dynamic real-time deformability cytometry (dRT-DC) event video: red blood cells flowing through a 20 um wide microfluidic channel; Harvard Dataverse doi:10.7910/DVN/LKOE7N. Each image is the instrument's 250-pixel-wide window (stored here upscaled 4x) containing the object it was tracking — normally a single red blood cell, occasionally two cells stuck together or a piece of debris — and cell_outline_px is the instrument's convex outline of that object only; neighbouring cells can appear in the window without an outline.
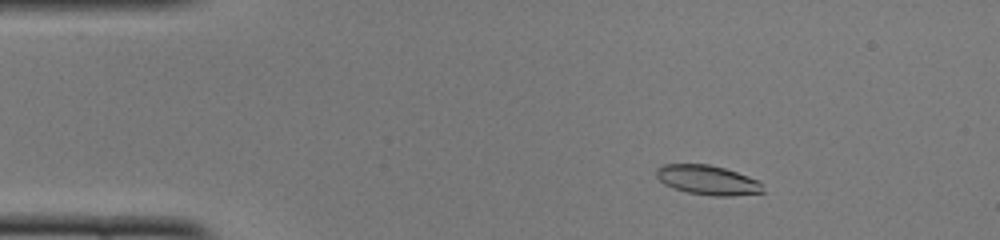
{"species": "common noctule bat (a hibernating species)", "species_latin": "Nyctalus noctula", "temperature_condition": "cold", "stored_images_in_passage": 49, "camera_frame_rate_fps": 3000, "um_per_image_px": 0.085, "animal": {"sex": "female", "body_mass_g": 22.0, "forearm_length_mm": 56.7}, "frame": {"image": 1, "passage_image": 7, "time_ms": 2.0, "image_size_px": [1000, 240], "cell_outline_px": [[764, 192], [732, 196], [712, 196], [688, 192], [664, 184], [656, 176], [656, 168], [660, 164], [708, 164], [724, 168], [760, 180]], "centroid_in_image_um": [60.15, 15.3], "position_along_channel_um": 24.9, "area_um2": 18.32}}
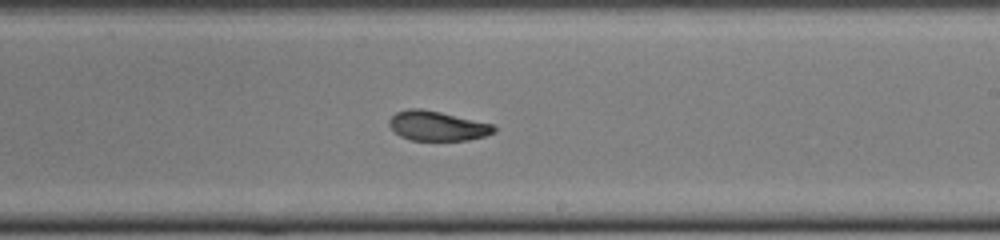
{"frame": {"image": 2, "passage_image": 29, "time_ms": 9.333, "image_size_px": [1000, 240], "cell_outline_px": [[496, 132], [484, 136], [468, 140], [412, 140], [400, 136], [388, 124], [388, 120], [396, 112], [408, 108], [420, 108], [440, 112], [492, 124], [496, 128]], "centroid_in_image_um": [37.15, 10.7], "position_along_channel_um": 251.8, "area_um2": 17.98}}
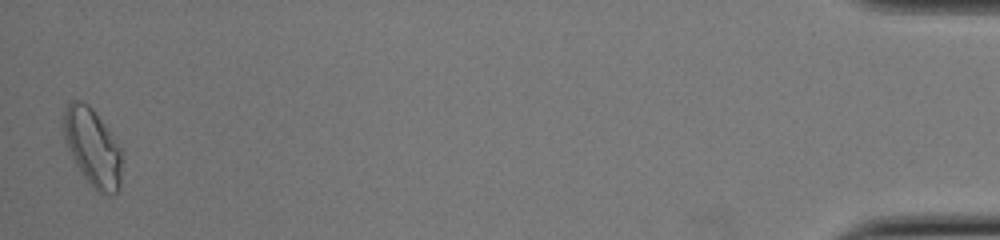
{"frame": {"image": 3, "passage_image": 49, "time_ms": 16.0, "image_size_px": [1000, 240], "cell_outline_px": [[124, 152], [120, 188], [116, 192], [100, 192], [84, 176], [76, 164], [72, 156], [64, 136], [64, 112], [68, 104], [72, 100], [80, 100], [88, 104], [92, 108]], "centroid_in_image_um": [7.91, 12.5], "position_along_channel_um": 427.3, "area_um2": 25.89}, "authors_computed_cell_mechanics": {"area_um2": 18.785, "velocity_mm_per_s": 3.9795, "shape_relaxation_time_tau1_ms": null, "shape_relaxation_time_tau2_ms": 2.7696, "deformation_change_tau1": null, "deformation_change_tau2": 0.077}}